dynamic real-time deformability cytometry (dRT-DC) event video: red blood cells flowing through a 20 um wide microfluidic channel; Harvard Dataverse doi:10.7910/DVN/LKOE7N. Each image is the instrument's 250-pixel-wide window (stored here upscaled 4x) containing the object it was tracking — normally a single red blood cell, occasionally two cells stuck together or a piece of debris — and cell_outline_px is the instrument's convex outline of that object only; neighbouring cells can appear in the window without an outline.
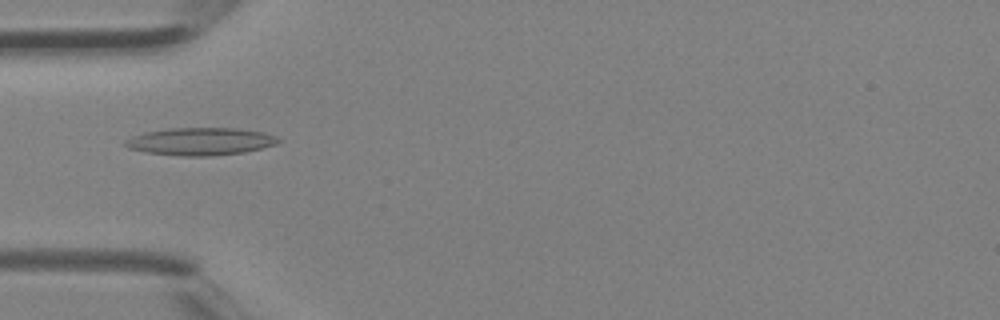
{"species": "Egyptian fruit bat (a non-hibernating species)", "species_latin": "Rousettus aegyptiacus", "temperature_condition": "room temperature", "stored_images_in_passage": 28, "camera_frame_rate_fps": 3000, "um_per_image_px": 0.085, "animal": {"sex": "female"}, "frame": {"image": 1, "passage_image": 1, "time_ms": 0.0, "image_size_px": [1000, 320], "cell_outline_px": [[280, 140], [276, 144], [244, 152], [212, 156], [184, 156], [148, 152], [128, 148], [124, 144], [124, 140], [132, 136], [144, 132], [168, 128], [236, 128], [260, 132], [276, 136]], "centroid_in_image_um": [17.0, 12.02], "position_along_channel_um": 68.0, "area_um2": 24.39}}
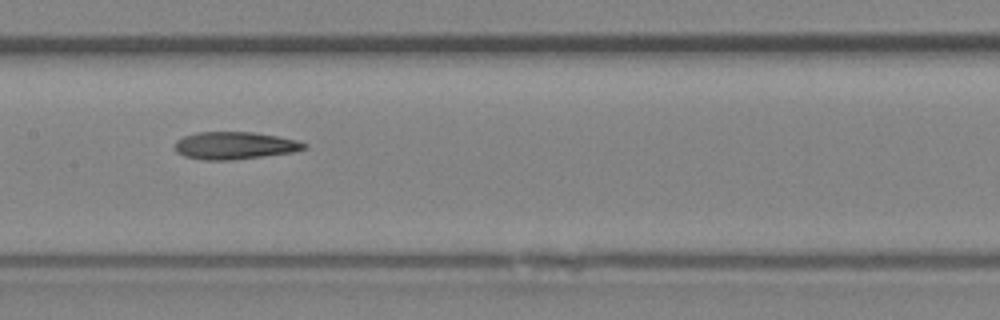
{"frame": {"image": 2, "passage_image": 8, "time_ms": 2.333, "image_size_px": [1000, 320], "cell_outline_px": [[308, 148], [296, 152], [232, 160], [204, 160], [184, 156], [176, 152], [176, 140], [184, 136], [196, 132], [252, 132], [276, 136], [296, 140], [308, 144]], "centroid_in_image_um": [19.97, 12.37], "position_along_channel_um": 187.4, "area_um2": 20.75}}
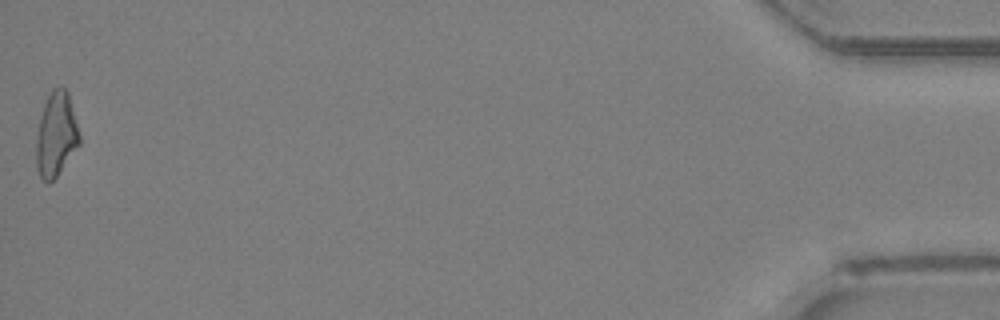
{"frame": {"image": 3, "passage_image": 28, "time_ms": 9.0, "image_size_px": [1000, 320], "cell_outline_px": [[80, 144], [56, 176], [48, 184], [40, 176], [36, 168], [36, 140], [40, 116], [44, 104], [52, 88], [60, 84], [68, 92], [80, 136]], "centroid_in_image_um": [4.76, 11.41], "position_along_channel_um": 430.4, "area_um2": 21.15}}